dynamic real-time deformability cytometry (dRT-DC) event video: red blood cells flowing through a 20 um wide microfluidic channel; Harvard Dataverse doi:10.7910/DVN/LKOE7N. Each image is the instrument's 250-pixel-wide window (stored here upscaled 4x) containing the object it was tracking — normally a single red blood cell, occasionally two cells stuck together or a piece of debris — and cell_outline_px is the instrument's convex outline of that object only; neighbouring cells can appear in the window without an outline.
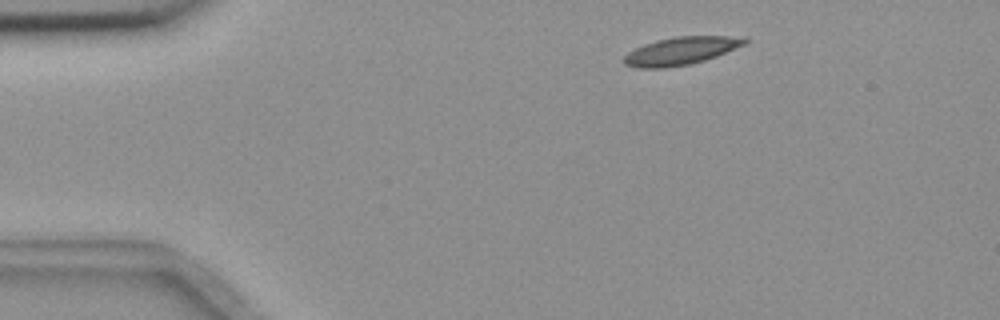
{"species": "common noctule bat (a hibernating species)", "species_latin": "Nyctalus noctula", "temperature_condition": "room temperature", "stored_images_in_passage": 48, "camera_frame_rate_fps": 3000, "um_per_image_px": 0.085, "animal": {"sex": "female", "body_mass_g": 18.4}, "frame": {"image": 1, "passage_image": 2, "time_ms": 0.333, "image_size_px": [1000, 320], "cell_outline_px": [[748, 40], [744, 44], [716, 56], [704, 60], [688, 64], [664, 68], [636, 68], [624, 64], [620, 60], [628, 52], [644, 44], [656, 40], [676, 36], [728, 36]], "centroid_in_image_um": [57.77, 4.34], "position_along_channel_um": 27.2, "area_um2": 19.31}}
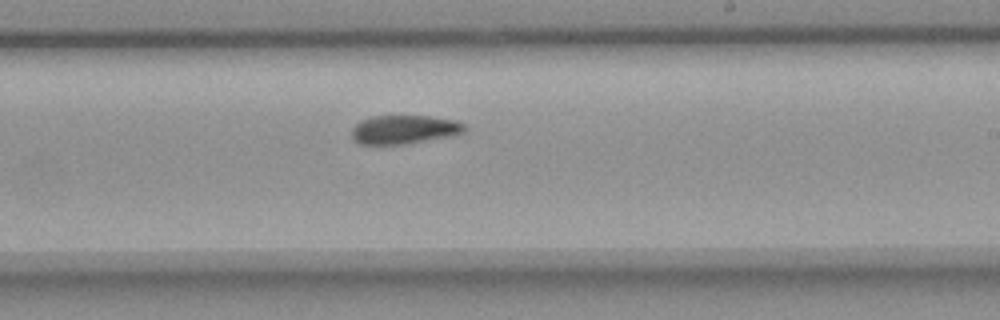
{"frame": {"image": 2, "passage_image": 26, "time_ms": 8.333, "image_size_px": [1000, 320], "cell_outline_px": [[468, 128], [464, 132], [456, 136], [404, 144], [360, 144], [352, 136], [352, 128], [360, 120], [372, 116], [432, 116], [456, 120], [464, 124]], "centroid_in_image_um": [34.42, 11.0], "position_along_channel_um": 254.6, "area_um2": 19.13}}
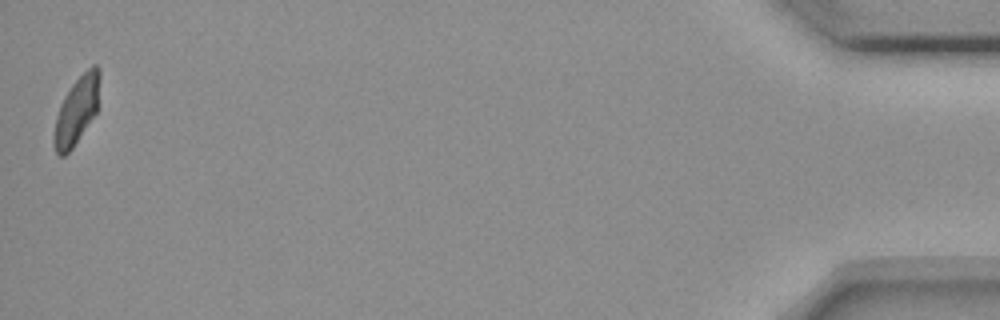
{"frame": {"image": 3, "passage_image": 48, "time_ms": 15.667, "image_size_px": [1000, 320], "cell_outline_px": [[100, 76], [96, 112], [72, 148], [64, 156], [60, 156], [56, 152], [52, 144], [52, 140], [56, 116], [60, 104], [64, 96], [72, 84], [92, 64], [96, 64], [100, 68]], "centroid_in_image_um": [6.49, 9.38], "position_along_channel_um": 428.7, "area_um2": 17.86}, "authors_computed_cell_mechanics": {"area_um2": 19.652, "velocity_mm_per_s": 3.6397, "shape_relaxation_time_tau1_ms": 10.3938, "shape_relaxation_time_tau2_ms": 7.7674, "deformation_change_tau1": 0.1842, "deformation_change_tau2": 0.1083}}